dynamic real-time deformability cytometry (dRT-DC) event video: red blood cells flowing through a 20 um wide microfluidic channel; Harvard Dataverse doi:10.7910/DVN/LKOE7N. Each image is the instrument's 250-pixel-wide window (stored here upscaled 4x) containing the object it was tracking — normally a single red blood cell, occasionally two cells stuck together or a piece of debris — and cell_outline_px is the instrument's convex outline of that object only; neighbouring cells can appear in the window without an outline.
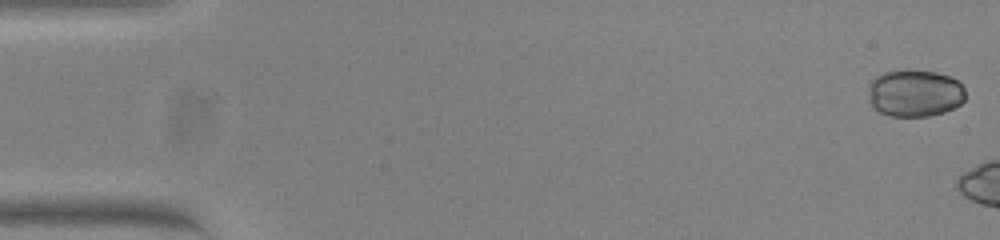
{"species": "common noctule bat (a hibernating species)", "species_latin": "Nyctalus noctula", "temperature_condition": "warm", "stored_images_in_passage": 5, "camera_frame_rate_fps": 3000, "um_per_image_px": 0.085, "animal": {"sex": "female", "body_mass_g": 23.0, "forearm_length_mm": 53.4}, "frame": {"image": 1, "passage_image": 1, "time_ms": 0.0, "image_size_px": [1000, 240], "cell_outline_px": [[964, 100], [960, 104], [944, 112], [928, 116], [888, 116], [880, 112], [872, 104], [868, 88], [868, 84], [876, 76], [884, 72], [904, 68], [912, 68], [936, 72], [948, 76], [956, 80], [964, 88]], "centroid_in_image_um": [77.74, 7.89], "position_along_channel_um": 7.3, "area_um2": 26.88}}